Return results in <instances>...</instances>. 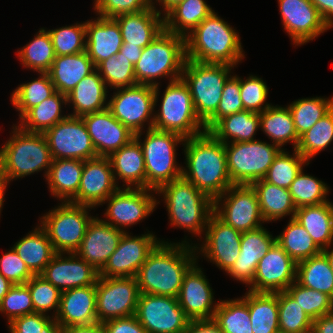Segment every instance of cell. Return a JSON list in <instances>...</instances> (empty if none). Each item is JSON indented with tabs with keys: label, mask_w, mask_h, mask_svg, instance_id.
<instances>
[{
	"label": "cell",
	"mask_w": 333,
	"mask_h": 333,
	"mask_svg": "<svg viewBox=\"0 0 333 333\" xmlns=\"http://www.w3.org/2000/svg\"><path fill=\"white\" fill-rule=\"evenodd\" d=\"M245 296L236 299L220 300L214 320L223 333H253L251 317Z\"/></svg>",
	"instance_id": "obj_46"
},
{
	"label": "cell",
	"mask_w": 333,
	"mask_h": 333,
	"mask_svg": "<svg viewBox=\"0 0 333 333\" xmlns=\"http://www.w3.org/2000/svg\"><path fill=\"white\" fill-rule=\"evenodd\" d=\"M293 151V155H291L286 149L280 150L263 179L278 187L288 189L303 167L309 164L296 149Z\"/></svg>",
	"instance_id": "obj_50"
},
{
	"label": "cell",
	"mask_w": 333,
	"mask_h": 333,
	"mask_svg": "<svg viewBox=\"0 0 333 333\" xmlns=\"http://www.w3.org/2000/svg\"><path fill=\"white\" fill-rule=\"evenodd\" d=\"M96 70V66L86 51L73 55L56 56L50 70L55 90L68 95L86 76Z\"/></svg>",
	"instance_id": "obj_33"
},
{
	"label": "cell",
	"mask_w": 333,
	"mask_h": 333,
	"mask_svg": "<svg viewBox=\"0 0 333 333\" xmlns=\"http://www.w3.org/2000/svg\"><path fill=\"white\" fill-rule=\"evenodd\" d=\"M122 44L121 29L114 18L98 16L86 21V52L95 66L116 55Z\"/></svg>",
	"instance_id": "obj_29"
},
{
	"label": "cell",
	"mask_w": 333,
	"mask_h": 333,
	"mask_svg": "<svg viewBox=\"0 0 333 333\" xmlns=\"http://www.w3.org/2000/svg\"><path fill=\"white\" fill-rule=\"evenodd\" d=\"M260 128L259 113L243 110L220 119L209 132L224 144L254 141ZM230 139V140H229Z\"/></svg>",
	"instance_id": "obj_38"
},
{
	"label": "cell",
	"mask_w": 333,
	"mask_h": 333,
	"mask_svg": "<svg viewBox=\"0 0 333 333\" xmlns=\"http://www.w3.org/2000/svg\"><path fill=\"white\" fill-rule=\"evenodd\" d=\"M12 137L0 148V161L8 183L44 170L46 177L52 163L49 145L43 133L12 126Z\"/></svg>",
	"instance_id": "obj_6"
},
{
	"label": "cell",
	"mask_w": 333,
	"mask_h": 333,
	"mask_svg": "<svg viewBox=\"0 0 333 333\" xmlns=\"http://www.w3.org/2000/svg\"><path fill=\"white\" fill-rule=\"evenodd\" d=\"M93 7L97 15L115 18L144 11L151 7V0H94Z\"/></svg>",
	"instance_id": "obj_60"
},
{
	"label": "cell",
	"mask_w": 333,
	"mask_h": 333,
	"mask_svg": "<svg viewBox=\"0 0 333 333\" xmlns=\"http://www.w3.org/2000/svg\"><path fill=\"white\" fill-rule=\"evenodd\" d=\"M26 286L31 294L34 313L48 315L46 312L53 310L52 314L57 315L62 293L57 287L40 275H34Z\"/></svg>",
	"instance_id": "obj_56"
},
{
	"label": "cell",
	"mask_w": 333,
	"mask_h": 333,
	"mask_svg": "<svg viewBox=\"0 0 333 333\" xmlns=\"http://www.w3.org/2000/svg\"><path fill=\"white\" fill-rule=\"evenodd\" d=\"M8 184L9 183L7 181V178L5 177V174H4L3 168H2V164H1V161H0V213H1V210L3 208L2 206L4 204V201H5L4 193H5V190L8 186Z\"/></svg>",
	"instance_id": "obj_70"
},
{
	"label": "cell",
	"mask_w": 333,
	"mask_h": 333,
	"mask_svg": "<svg viewBox=\"0 0 333 333\" xmlns=\"http://www.w3.org/2000/svg\"><path fill=\"white\" fill-rule=\"evenodd\" d=\"M161 240L148 231L140 236L122 235L117 249L99 271L100 277H136L149 253Z\"/></svg>",
	"instance_id": "obj_18"
},
{
	"label": "cell",
	"mask_w": 333,
	"mask_h": 333,
	"mask_svg": "<svg viewBox=\"0 0 333 333\" xmlns=\"http://www.w3.org/2000/svg\"><path fill=\"white\" fill-rule=\"evenodd\" d=\"M63 333H104L101 323L63 328Z\"/></svg>",
	"instance_id": "obj_68"
},
{
	"label": "cell",
	"mask_w": 333,
	"mask_h": 333,
	"mask_svg": "<svg viewBox=\"0 0 333 333\" xmlns=\"http://www.w3.org/2000/svg\"><path fill=\"white\" fill-rule=\"evenodd\" d=\"M258 198L259 209L265 222L280 220L291 215L294 218L296 207L288 189L278 187L264 179L251 184Z\"/></svg>",
	"instance_id": "obj_36"
},
{
	"label": "cell",
	"mask_w": 333,
	"mask_h": 333,
	"mask_svg": "<svg viewBox=\"0 0 333 333\" xmlns=\"http://www.w3.org/2000/svg\"><path fill=\"white\" fill-rule=\"evenodd\" d=\"M286 291L312 320L333 312V299L325 293L303 287L296 281Z\"/></svg>",
	"instance_id": "obj_53"
},
{
	"label": "cell",
	"mask_w": 333,
	"mask_h": 333,
	"mask_svg": "<svg viewBox=\"0 0 333 333\" xmlns=\"http://www.w3.org/2000/svg\"><path fill=\"white\" fill-rule=\"evenodd\" d=\"M17 56L23 67L47 73L56 57L49 32L40 28L33 40L17 51Z\"/></svg>",
	"instance_id": "obj_45"
},
{
	"label": "cell",
	"mask_w": 333,
	"mask_h": 333,
	"mask_svg": "<svg viewBox=\"0 0 333 333\" xmlns=\"http://www.w3.org/2000/svg\"><path fill=\"white\" fill-rule=\"evenodd\" d=\"M279 331L283 333H311L313 320L285 290L277 292Z\"/></svg>",
	"instance_id": "obj_51"
},
{
	"label": "cell",
	"mask_w": 333,
	"mask_h": 333,
	"mask_svg": "<svg viewBox=\"0 0 333 333\" xmlns=\"http://www.w3.org/2000/svg\"><path fill=\"white\" fill-rule=\"evenodd\" d=\"M56 56L86 51V22L47 30Z\"/></svg>",
	"instance_id": "obj_55"
},
{
	"label": "cell",
	"mask_w": 333,
	"mask_h": 333,
	"mask_svg": "<svg viewBox=\"0 0 333 333\" xmlns=\"http://www.w3.org/2000/svg\"><path fill=\"white\" fill-rule=\"evenodd\" d=\"M117 186L108 157L98 156L84 161L81 182L77 195L70 201L76 205L95 207L113 194Z\"/></svg>",
	"instance_id": "obj_22"
},
{
	"label": "cell",
	"mask_w": 333,
	"mask_h": 333,
	"mask_svg": "<svg viewBox=\"0 0 333 333\" xmlns=\"http://www.w3.org/2000/svg\"><path fill=\"white\" fill-rule=\"evenodd\" d=\"M114 19L121 29L123 43L128 45L144 48L164 30V16L152 6L144 11L123 14Z\"/></svg>",
	"instance_id": "obj_30"
},
{
	"label": "cell",
	"mask_w": 333,
	"mask_h": 333,
	"mask_svg": "<svg viewBox=\"0 0 333 333\" xmlns=\"http://www.w3.org/2000/svg\"><path fill=\"white\" fill-rule=\"evenodd\" d=\"M332 245L331 244L329 247H327L326 249H324L322 252L326 255V257L328 258L330 265H331V269L333 271V249H332ZM329 248H331L329 250Z\"/></svg>",
	"instance_id": "obj_73"
},
{
	"label": "cell",
	"mask_w": 333,
	"mask_h": 333,
	"mask_svg": "<svg viewBox=\"0 0 333 333\" xmlns=\"http://www.w3.org/2000/svg\"><path fill=\"white\" fill-rule=\"evenodd\" d=\"M288 108L292 114L296 132L300 137L333 108V97H310L293 101Z\"/></svg>",
	"instance_id": "obj_48"
},
{
	"label": "cell",
	"mask_w": 333,
	"mask_h": 333,
	"mask_svg": "<svg viewBox=\"0 0 333 333\" xmlns=\"http://www.w3.org/2000/svg\"><path fill=\"white\" fill-rule=\"evenodd\" d=\"M278 3L284 30L296 46L330 29L310 0H278Z\"/></svg>",
	"instance_id": "obj_21"
},
{
	"label": "cell",
	"mask_w": 333,
	"mask_h": 333,
	"mask_svg": "<svg viewBox=\"0 0 333 333\" xmlns=\"http://www.w3.org/2000/svg\"><path fill=\"white\" fill-rule=\"evenodd\" d=\"M159 107L154 113L153 128L179 134L185 139L206 131L196 115L189 87L182 78L168 83Z\"/></svg>",
	"instance_id": "obj_9"
},
{
	"label": "cell",
	"mask_w": 333,
	"mask_h": 333,
	"mask_svg": "<svg viewBox=\"0 0 333 333\" xmlns=\"http://www.w3.org/2000/svg\"><path fill=\"white\" fill-rule=\"evenodd\" d=\"M184 1V0H151V6L158 11L159 14H162L163 16L171 9L173 8L176 4H178L179 2ZM155 3H159V5L161 4L162 8L161 10L156 8ZM163 10L164 13H162L161 11Z\"/></svg>",
	"instance_id": "obj_69"
},
{
	"label": "cell",
	"mask_w": 333,
	"mask_h": 333,
	"mask_svg": "<svg viewBox=\"0 0 333 333\" xmlns=\"http://www.w3.org/2000/svg\"><path fill=\"white\" fill-rule=\"evenodd\" d=\"M234 68L228 64L185 62L181 78L188 85L196 115L205 124L217 111L226 81Z\"/></svg>",
	"instance_id": "obj_8"
},
{
	"label": "cell",
	"mask_w": 333,
	"mask_h": 333,
	"mask_svg": "<svg viewBox=\"0 0 333 333\" xmlns=\"http://www.w3.org/2000/svg\"><path fill=\"white\" fill-rule=\"evenodd\" d=\"M275 237L276 242L296 263L322 252L305 228L294 218L290 219L282 233Z\"/></svg>",
	"instance_id": "obj_44"
},
{
	"label": "cell",
	"mask_w": 333,
	"mask_h": 333,
	"mask_svg": "<svg viewBox=\"0 0 333 333\" xmlns=\"http://www.w3.org/2000/svg\"><path fill=\"white\" fill-rule=\"evenodd\" d=\"M108 101L107 109L132 133L138 134L145 128H153L154 109L159 100V85L137 84L116 89Z\"/></svg>",
	"instance_id": "obj_12"
},
{
	"label": "cell",
	"mask_w": 333,
	"mask_h": 333,
	"mask_svg": "<svg viewBox=\"0 0 333 333\" xmlns=\"http://www.w3.org/2000/svg\"><path fill=\"white\" fill-rule=\"evenodd\" d=\"M259 116L260 128L271 139L272 144L277 145L282 150L285 143H292L293 149H296L300 137L296 132L288 106L282 107L271 104Z\"/></svg>",
	"instance_id": "obj_39"
},
{
	"label": "cell",
	"mask_w": 333,
	"mask_h": 333,
	"mask_svg": "<svg viewBox=\"0 0 333 333\" xmlns=\"http://www.w3.org/2000/svg\"><path fill=\"white\" fill-rule=\"evenodd\" d=\"M67 105V95L56 91L51 97L29 109L18 125L22 130L44 133L68 115H62V105Z\"/></svg>",
	"instance_id": "obj_41"
},
{
	"label": "cell",
	"mask_w": 333,
	"mask_h": 333,
	"mask_svg": "<svg viewBox=\"0 0 333 333\" xmlns=\"http://www.w3.org/2000/svg\"><path fill=\"white\" fill-rule=\"evenodd\" d=\"M214 214L241 233L258 229L265 222L251 185L230 186L214 200Z\"/></svg>",
	"instance_id": "obj_13"
},
{
	"label": "cell",
	"mask_w": 333,
	"mask_h": 333,
	"mask_svg": "<svg viewBox=\"0 0 333 333\" xmlns=\"http://www.w3.org/2000/svg\"><path fill=\"white\" fill-rule=\"evenodd\" d=\"M143 141L140 139L144 132L135 134L139 141L146 170V188L157 191L161 186L182 177V166L176 163L177 145H183L185 138L179 134L147 129Z\"/></svg>",
	"instance_id": "obj_7"
},
{
	"label": "cell",
	"mask_w": 333,
	"mask_h": 333,
	"mask_svg": "<svg viewBox=\"0 0 333 333\" xmlns=\"http://www.w3.org/2000/svg\"><path fill=\"white\" fill-rule=\"evenodd\" d=\"M107 87L119 89L137 85L134 65L118 54L103 60L96 66Z\"/></svg>",
	"instance_id": "obj_54"
},
{
	"label": "cell",
	"mask_w": 333,
	"mask_h": 333,
	"mask_svg": "<svg viewBox=\"0 0 333 333\" xmlns=\"http://www.w3.org/2000/svg\"><path fill=\"white\" fill-rule=\"evenodd\" d=\"M296 208L329 202L328 185L316 177L304 174L303 169L288 188Z\"/></svg>",
	"instance_id": "obj_52"
},
{
	"label": "cell",
	"mask_w": 333,
	"mask_h": 333,
	"mask_svg": "<svg viewBox=\"0 0 333 333\" xmlns=\"http://www.w3.org/2000/svg\"><path fill=\"white\" fill-rule=\"evenodd\" d=\"M186 167L182 177L213 201L233 185L228 172L225 144L209 131L185 139Z\"/></svg>",
	"instance_id": "obj_2"
},
{
	"label": "cell",
	"mask_w": 333,
	"mask_h": 333,
	"mask_svg": "<svg viewBox=\"0 0 333 333\" xmlns=\"http://www.w3.org/2000/svg\"><path fill=\"white\" fill-rule=\"evenodd\" d=\"M143 48L139 46L128 45L123 43L120 51L117 53L119 56L128 59L132 65H135L141 57Z\"/></svg>",
	"instance_id": "obj_67"
},
{
	"label": "cell",
	"mask_w": 333,
	"mask_h": 333,
	"mask_svg": "<svg viewBox=\"0 0 333 333\" xmlns=\"http://www.w3.org/2000/svg\"><path fill=\"white\" fill-rule=\"evenodd\" d=\"M280 150L277 145L260 140L225 144L227 167L233 185H251L263 179Z\"/></svg>",
	"instance_id": "obj_11"
},
{
	"label": "cell",
	"mask_w": 333,
	"mask_h": 333,
	"mask_svg": "<svg viewBox=\"0 0 333 333\" xmlns=\"http://www.w3.org/2000/svg\"><path fill=\"white\" fill-rule=\"evenodd\" d=\"M153 192L148 188H118L102 203H108L104 213L108 220H102L120 230L142 222L160 203Z\"/></svg>",
	"instance_id": "obj_17"
},
{
	"label": "cell",
	"mask_w": 333,
	"mask_h": 333,
	"mask_svg": "<svg viewBox=\"0 0 333 333\" xmlns=\"http://www.w3.org/2000/svg\"><path fill=\"white\" fill-rule=\"evenodd\" d=\"M40 313L27 314L8 324L10 333H42L43 327L52 319Z\"/></svg>",
	"instance_id": "obj_62"
},
{
	"label": "cell",
	"mask_w": 333,
	"mask_h": 333,
	"mask_svg": "<svg viewBox=\"0 0 333 333\" xmlns=\"http://www.w3.org/2000/svg\"><path fill=\"white\" fill-rule=\"evenodd\" d=\"M297 263L275 242L259 260L249 291L277 293L296 281Z\"/></svg>",
	"instance_id": "obj_20"
},
{
	"label": "cell",
	"mask_w": 333,
	"mask_h": 333,
	"mask_svg": "<svg viewBox=\"0 0 333 333\" xmlns=\"http://www.w3.org/2000/svg\"><path fill=\"white\" fill-rule=\"evenodd\" d=\"M0 312L7 317V323L14 319L34 313L32 298L26 284L13 285L0 302Z\"/></svg>",
	"instance_id": "obj_57"
},
{
	"label": "cell",
	"mask_w": 333,
	"mask_h": 333,
	"mask_svg": "<svg viewBox=\"0 0 333 333\" xmlns=\"http://www.w3.org/2000/svg\"><path fill=\"white\" fill-rule=\"evenodd\" d=\"M296 282L303 287L325 293L333 299V271L323 252L297 263Z\"/></svg>",
	"instance_id": "obj_43"
},
{
	"label": "cell",
	"mask_w": 333,
	"mask_h": 333,
	"mask_svg": "<svg viewBox=\"0 0 333 333\" xmlns=\"http://www.w3.org/2000/svg\"><path fill=\"white\" fill-rule=\"evenodd\" d=\"M40 276L63 292L95 285L99 271L75 253H56Z\"/></svg>",
	"instance_id": "obj_24"
},
{
	"label": "cell",
	"mask_w": 333,
	"mask_h": 333,
	"mask_svg": "<svg viewBox=\"0 0 333 333\" xmlns=\"http://www.w3.org/2000/svg\"><path fill=\"white\" fill-rule=\"evenodd\" d=\"M275 242L276 237H273L263 226L255 230L243 232L239 256L226 273L231 278L251 286L259 260Z\"/></svg>",
	"instance_id": "obj_27"
},
{
	"label": "cell",
	"mask_w": 333,
	"mask_h": 333,
	"mask_svg": "<svg viewBox=\"0 0 333 333\" xmlns=\"http://www.w3.org/2000/svg\"><path fill=\"white\" fill-rule=\"evenodd\" d=\"M0 274L13 285L26 284L34 276L13 247L0 257Z\"/></svg>",
	"instance_id": "obj_61"
},
{
	"label": "cell",
	"mask_w": 333,
	"mask_h": 333,
	"mask_svg": "<svg viewBox=\"0 0 333 333\" xmlns=\"http://www.w3.org/2000/svg\"><path fill=\"white\" fill-rule=\"evenodd\" d=\"M42 333H63V327L52 318L42 329Z\"/></svg>",
	"instance_id": "obj_71"
},
{
	"label": "cell",
	"mask_w": 333,
	"mask_h": 333,
	"mask_svg": "<svg viewBox=\"0 0 333 333\" xmlns=\"http://www.w3.org/2000/svg\"><path fill=\"white\" fill-rule=\"evenodd\" d=\"M13 284L0 274V302L6 296Z\"/></svg>",
	"instance_id": "obj_72"
},
{
	"label": "cell",
	"mask_w": 333,
	"mask_h": 333,
	"mask_svg": "<svg viewBox=\"0 0 333 333\" xmlns=\"http://www.w3.org/2000/svg\"><path fill=\"white\" fill-rule=\"evenodd\" d=\"M43 135L52 159L88 160L98 157L81 117L68 115Z\"/></svg>",
	"instance_id": "obj_15"
},
{
	"label": "cell",
	"mask_w": 333,
	"mask_h": 333,
	"mask_svg": "<svg viewBox=\"0 0 333 333\" xmlns=\"http://www.w3.org/2000/svg\"><path fill=\"white\" fill-rule=\"evenodd\" d=\"M84 160L53 159L46 176L51 195L70 202L78 193Z\"/></svg>",
	"instance_id": "obj_35"
},
{
	"label": "cell",
	"mask_w": 333,
	"mask_h": 333,
	"mask_svg": "<svg viewBox=\"0 0 333 333\" xmlns=\"http://www.w3.org/2000/svg\"><path fill=\"white\" fill-rule=\"evenodd\" d=\"M81 118L98 156L109 157L135 138V134L118 121L108 109Z\"/></svg>",
	"instance_id": "obj_25"
},
{
	"label": "cell",
	"mask_w": 333,
	"mask_h": 333,
	"mask_svg": "<svg viewBox=\"0 0 333 333\" xmlns=\"http://www.w3.org/2000/svg\"><path fill=\"white\" fill-rule=\"evenodd\" d=\"M96 284L63 291L56 319L63 328L98 323Z\"/></svg>",
	"instance_id": "obj_28"
},
{
	"label": "cell",
	"mask_w": 333,
	"mask_h": 333,
	"mask_svg": "<svg viewBox=\"0 0 333 333\" xmlns=\"http://www.w3.org/2000/svg\"><path fill=\"white\" fill-rule=\"evenodd\" d=\"M39 77L16 87L11 95V102L19 112V119L32 107L51 97L55 92L48 73H38Z\"/></svg>",
	"instance_id": "obj_47"
},
{
	"label": "cell",
	"mask_w": 333,
	"mask_h": 333,
	"mask_svg": "<svg viewBox=\"0 0 333 333\" xmlns=\"http://www.w3.org/2000/svg\"><path fill=\"white\" fill-rule=\"evenodd\" d=\"M140 292L136 277H98L96 313L98 323L133 316Z\"/></svg>",
	"instance_id": "obj_14"
},
{
	"label": "cell",
	"mask_w": 333,
	"mask_h": 333,
	"mask_svg": "<svg viewBox=\"0 0 333 333\" xmlns=\"http://www.w3.org/2000/svg\"><path fill=\"white\" fill-rule=\"evenodd\" d=\"M294 219L305 228L322 251L333 244L332 202L299 207Z\"/></svg>",
	"instance_id": "obj_34"
},
{
	"label": "cell",
	"mask_w": 333,
	"mask_h": 333,
	"mask_svg": "<svg viewBox=\"0 0 333 333\" xmlns=\"http://www.w3.org/2000/svg\"><path fill=\"white\" fill-rule=\"evenodd\" d=\"M197 264L185 273L178 302L189 320L213 319L218 302H214L213 289Z\"/></svg>",
	"instance_id": "obj_23"
},
{
	"label": "cell",
	"mask_w": 333,
	"mask_h": 333,
	"mask_svg": "<svg viewBox=\"0 0 333 333\" xmlns=\"http://www.w3.org/2000/svg\"><path fill=\"white\" fill-rule=\"evenodd\" d=\"M135 316L148 333H183L190 321L178 298L154 294L139 295Z\"/></svg>",
	"instance_id": "obj_16"
},
{
	"label": "cell",
	"mask_w": 333,
	"mask_h": 333,
	"mask_svg": "<svg viewBox=\"0 0 333 333\" xmlns=\"http://www.w3.org/2000/svg\"><path fill=\"white\" fill-rule=\"evenodd\" d=\"M93 207L70 202L61 204L40 217L39 225L45 230L56 253H75L92 216Z\"/></svg>",
	"instance_id": "obj_10"
},
{
	"label": "cell",
	"mask_w": 333,
	"mask_h": 333,
	"mask_svg": "<svg viewBox=\"0 0 333 333\" xmlns=\"http://www.w3.org/2000/svg\"><path fill=\"white\" fill-rule=\"evenodd\" d=\"M246 304L253 333H278L279 311L277 293L246 292Z\"/></svg>",
	"instance_id": "obj_42"
},
{
	"label": "cell",
	"mask_w": 333,
	"mask_h": 333,
	"mask_svg": "<svg viewBox=\"0 0 333 333\" xmlns=\"http://www.w3.org/2000/svg\"><path fill=\"white\" fill-rule=\"evenodd\" d=\"M107 90L108 87L97 70L84 77L67 95V105L72 104L74 111L68 115L82 117L107 109Z\"/></svg>",
	"instance_id": "obj_32"
},
{
	"label": "cell",
	"mask_w": 333,
	"mask_h": 333,
	"mask_svg": "<svg viewBox=\"0 0 333 333\" xmlns=\"http://www.w3.org/2000/svg\"><path fill=\"white\" fill-rule=\"evenodd\" d=\"M124 232L99 217H93L75 254L100 271L117 249Z\"/></svg>",
	"instance_id": "obj_26"
},
{
	"label": "cell",
	"mask_w": 333,
	"mask_h": 333,
	"mask_svg": "<svg viewBox=\"0 0 333 333\" xmlns=\"http://www.w3.org/2000/svg\"><path fill=\"white\" fill-rule=\"evenodd\" d=\"M193 243L160 241L136 275L140 294L177 298L185 273L199 258Z\"/></svg>",
	"instance_id": "obj_1"
},
{
	"label": "cell",
	"mask_w": 333,
	"mask_h": 333,
	"mask_svg": "<svg viewBox=\"0 0 333 333\" xmlns=\"http://www.w3.org/2000/svg\"><path fill=\"white\" fill-rule=\"evenodd\" d=\"M327 25L333 27V0H310Z\"/></svg>",
	"instance_id": "obj_65"
},
{
	"label": "cell",
	"mask_w": 333,
	"mask_h": 333,
	"mask_svg": "<svg viewBox=\"0 0 333 333\" xmlns=\"http://www.w3.org/2000/svg\"><path fill=\"white\" fill-rule=\"evenodd\" d=\"M238 34L213 11L185 36L186 59L235 67L245 56Z\"/></svg>",
	"instance_id": "obj_3"
},
{
	"label": "cell",
	"mask_w": 333,
	"mask_h": 333,
	"mask_svg": "<svg viewBox=\"0 0 333 333\" xmlns=\"http://www.w3.org/2000/svg\"><path fill=\"white\" fill-rule=\"evenodd\" d=\"M183 333H223L214 319L190 320Z\"/></svg>",
	"instance_id": "obj_64"
},
{
	"label": "cell",
	"mask_w": 333,
	"mask_h": 333,
	"mask_svg": "<svg viewBox=\"0 0 333 333\" xmlns=\"http://www.w3.org/2000/svg\"><path fill=\"white\" fill-rule=\"evenodd\" d=\"M243 110L244 106L240 95V77L233 74L224 85L217 111L204 124L206 131H209L223 117Z\"/></svg>",
	"instance_id": "obj_58"
},
{
	"label": "cell",
	"mask_w": 333,
	"mask_h": 333,
	"mask_svg": "<svg viewBox=\"0 0 333 333\" xmlns=\"http://www.w3.org/2000/svg\"><path fill=\"white\" fill-rule=\"evenodd\" d=\"M113 177L122 180L123 188H146L145 160L139 141L133 138L128 144L113 152L109 157ZM118 178V179H117Z\"/></svg>",
	"instance_id": "obj_31"
},
{
	"label": "cell",
	"mask_w": 333,
	"mask_h": 333,
	"mask_svg": "<svg viewBox=\"0 0 333 333\" xmlns=\"http://www.w3.org/2000/svg\"><path fill=\"white\" fill-rule=\"evenodd\" d=\"M185 62V37L164 29L143 48L140 59L134 65L136 82L155 87L160 85L156 80L164 76L169 78V82L178 80Z\"/></svg>",
	"instance_id": "obj_5"
},
{
	"label": "cell",
	"mask_w": 333,
	"mask_h": 333,
	"mask_svg": "<svg viewBox=\"0 0 333 333\" xmlns=\"http://www.w3.org/2000/svg\"><path fill=\"white\" fill-rule=\"evenodd\" d=\"M104 333H148L135 315L115 318L101 323Z\"/></svg>",
	"instance_id": "obj_63"
},
{
	"label": "cell",
	"mask_w": 333,
	"mask_h": 333,
	"mask_svg": "<svg viewBox=\"0 0 333 333\" xmlns=\"http://www.w3.org/2000/svg\"><path fill=\"white\" fill-rule=\"evenodd\" d=\"M214 10L204 0H184L164 15V29L185 37Z\"/></svg>",
	"instance_id": "obj_40"
},
{
	"label": "cell",
	"mask_w": 333,
	"mask_h": 333,
	"mask_svg": "<svg viewBox=\"0 0 333 333\" xmlns=\"http://www.w3.org/2000/svg\"><path fill=\"white\" fill-rule=\"evenodd\" d=\"M311 333H333V312L314 319Z\"/></svg>",
	"instance_id": "obj_66"
},
{
	"label": "cell",
	"mask_w": 333,
	"mask_h": 333,
	"mask_svg": "<svg viewBox=\"0 0 333 333\" xmlns=\"http://www.w3.org/2000/svg\"><path fill=\"white\" fill-rule=\"evenodd\" d=\"M204 235L201 246L194 244L196 252H201L208 261L227 272L239 256L242 233L225 224L213 213Z\"/></svg>",
	"instance_id": "obj_19"
},
{
	"label": "cell",
	"mask_w": 333,
	"mask_h": 333,
	"mask_svg": "<svg viewBox=\"0 0 333 333\" xmlns=\"http://www.w3.org/2000/svg\"><path fill=\"white\" fill-rule=\"evenodd\" d=\"M268 87L262 78L249 76L246 79L240 78V95L244 110L254 113H261L271 106L266 99Z\"/></svg>",
	"instance_id": "obj_59"
},
{
	"label": "cell",
	"mask_w": 333,
	"mask_h": 333,
	"mask_svg": "<svg viewBox=\"0 0 333 333\" xmlns=\"http://www.w3.org/2000/svg\"><path fill=\"white\" fill-rule=\"evenodd\" d=\"M333 141V108L299 138L296 150L308 162Z\"/></svg>",
	"instance_id": "obj_49"
},
{
	"label": "cell",
	"mask_w": 333,
	"mask_h": 333,
	"mask_svg": "<svg viewBox=\"0 0 333 333\" xmlns=\"http://www.w3.org/2000/svg\"><path fill=\"white\" fill-rule=\"evenodd\" d=\"M156 194H162L170 226L178 227L200 236L205 233L210 216L214 213V201L199 191L183 177L161 186Z\"/></svg>",
	"instance_id": "obj_4"
},
{
	"label": "cell",
	"mask_w": 333,
	"mask_h": 333,
	"mask_svg": "<svg viewBox=\"0 0 333 333\" xmlns=\"http://www.w3.org/2000/svg\"><path fill=\"white\" fill-rule=\"evenodd\" d=\"M13 249L33 275H40L56 254L47 233L40 225L17 241Z\"/></svg>",
	"instance_id": "obj_37"
}]
</instances>
